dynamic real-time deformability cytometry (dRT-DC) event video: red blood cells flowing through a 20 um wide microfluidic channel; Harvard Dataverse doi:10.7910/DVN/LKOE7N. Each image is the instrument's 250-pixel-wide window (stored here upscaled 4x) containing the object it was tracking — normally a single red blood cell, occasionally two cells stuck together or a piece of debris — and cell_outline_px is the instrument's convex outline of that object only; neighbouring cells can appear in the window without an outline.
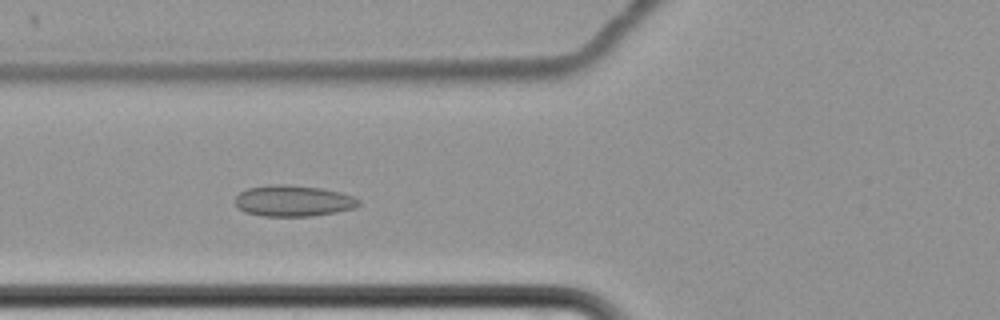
{"species": "common noctule bat (a hibernating species)", "species_latin": "Nyctalus noctula", "temperature_condition": "cold", "stored_images_in_passage": 9, "camera_frame_rate_fps": 3000, "um_per_image_px": 0.085, "animal": {"sex": "female", "body_mass_g": 22.7, "forearm_length_mm": 54.2}, "frame": {"image": 1, "passage_image": 7, "time_ms": 8.333, "image_size_px": [1000, 320], "cell_outline_px": [[360, 204], [356, 208], [336, 212], [312, 216], [264, 216], [244, 212], [236, 208], [236, 196], [240, 192], [248, 188], [268, 184], [288, 184], [320, 188], [340, 192], [352, 196], [360, 200]], "centroid_in_image_um": [24.91, 17.07], "position_along_channel_um": 100.9, "area_um2": 22.6}}
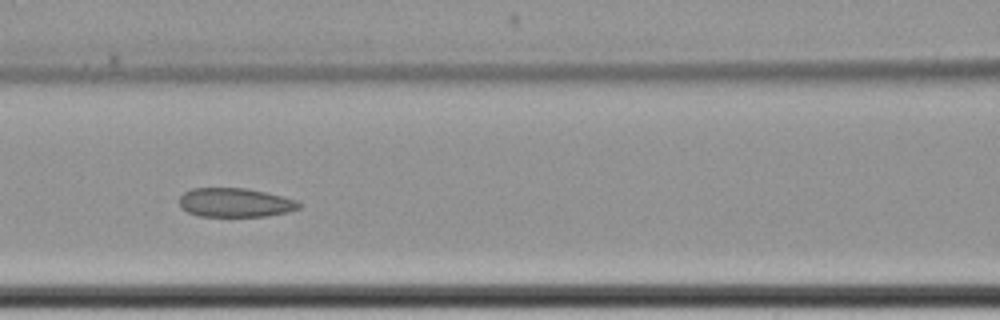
{"frame": {"image": 2, "passage_image": 8, "time_ms": 9.667, "image_size_px": [1000, 320], "cell_outline_px": [[304, 204], [300, 208], [288, 212], [264, 216], [200, 216], [188, 212], [180, 208], [180, 196], [184, 192], [192, 188], [248, 188], [296, 200]], "centroid_in_image_um": [19.99, 17.22], "position_along_channel_um": 146.6, "area_um2": 20.23}}
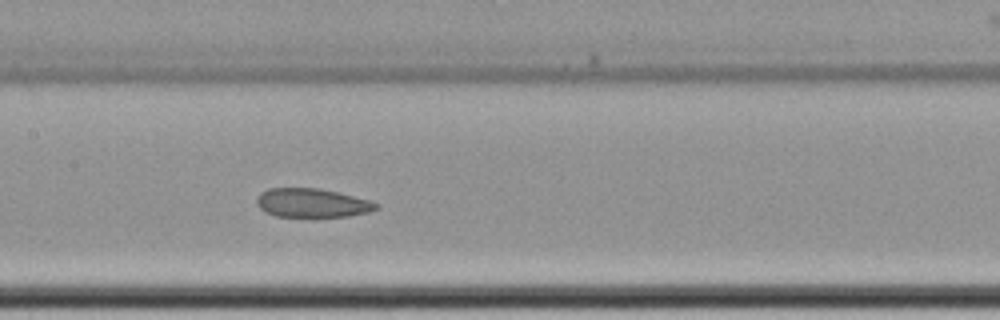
{"frame": {"image": 3, "passage_image": 9, "time_ms": 10.667, "image_size_px": [1000, 320], "cell_outline_px": [[380, 208], [368, 212], [348, 216], [316, 220], [312, 220], [276, 216], [264, 212], [256, 204], [256, 200], [260, 192], [268, 188], [320, 188], [368, 200], [380, 204]], "centroid_in_image_um": [26.5, 17.31], "position_along_channel_um": 180.9, "area_um2": 21.1}}